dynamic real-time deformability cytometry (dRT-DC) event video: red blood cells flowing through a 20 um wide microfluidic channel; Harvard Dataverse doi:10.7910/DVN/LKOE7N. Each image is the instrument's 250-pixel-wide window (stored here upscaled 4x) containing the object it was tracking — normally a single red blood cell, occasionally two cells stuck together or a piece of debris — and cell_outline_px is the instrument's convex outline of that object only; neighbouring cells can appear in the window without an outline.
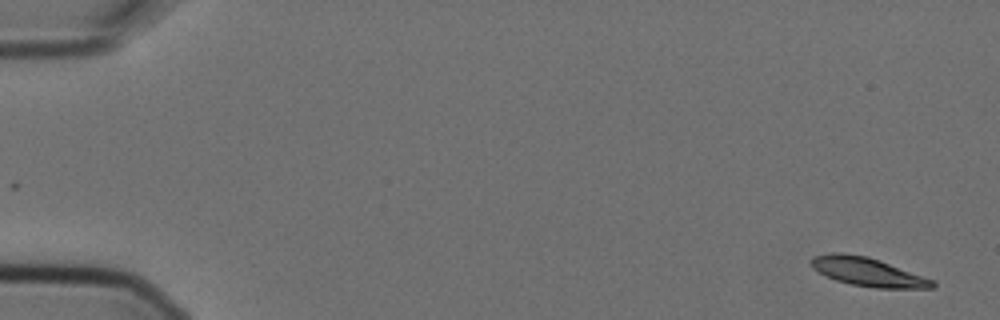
{"species": "Egyptian fruit bat (a non-hibernating species)", "species_latin": "Rousettus aegyptiacus", "temperature_condition": "cold", "stored_images_in_passage": 2, "camera_frame_rate_fps": 3000, "um_per_image_px": 0.085, "animal": {"sex": "female"}, "frame": {"image": 1, "passage_image": 2, "time_ms": 0.333, "image_size_px": [1000, 320], "cell_outline_px": [[936, 288], [876, 288], [852, 284], [836, 280], [812, 268], [808, 264], [812, 256], [832, 252], [844, 252], [868, 256], [880, 260], [936, 280]], "centroid_in_image_um": [73.78, 23.09], "position_along_channel_um": 11.2, "area_um2": 20.52}}